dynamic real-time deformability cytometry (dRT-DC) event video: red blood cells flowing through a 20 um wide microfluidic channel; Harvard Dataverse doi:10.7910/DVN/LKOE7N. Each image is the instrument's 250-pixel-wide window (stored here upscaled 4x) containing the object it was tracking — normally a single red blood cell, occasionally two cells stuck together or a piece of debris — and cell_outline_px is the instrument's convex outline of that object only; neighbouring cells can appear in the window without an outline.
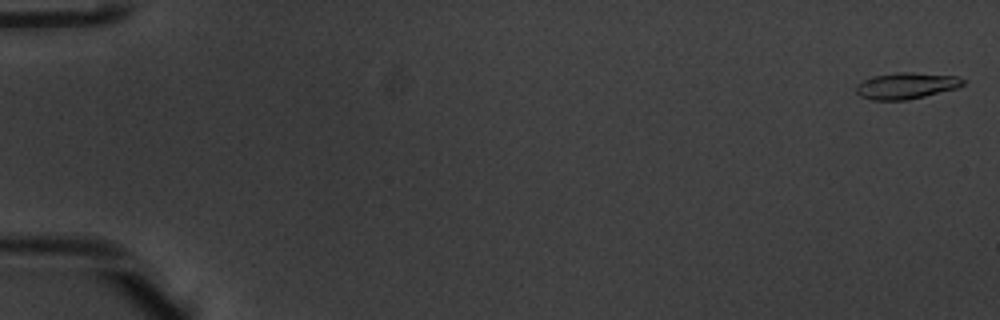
{"species": "common noctule bat (a hibernating species)", "species_latin": "Nyctalus noctula", "temperature_condition": "warm", "stored_images_in_passage": 53, "camera_frame_rate_fps": 3000, "um_per_image_px": 0.085, "animal": {"sex": "male", "body_mass_g": 20.1, "forearm_length_mm": 53.5}, "frame": {"image": 1, "passage_image": 1, "time_ms": 0.0, "image_size_px": [1000, 320], "cell_outline_px": [[964, 84], [956, 88], [908, 100], [872, 100], [860, 96], [856, 92], [856, 84], [872, 76], [896, 72], [912, 72], [956, 76], [964, 80]], "centroid_in_image_um": [76.99, 7.28], "position_along_channel_um": 8.0, "area_um2": 16.36}}
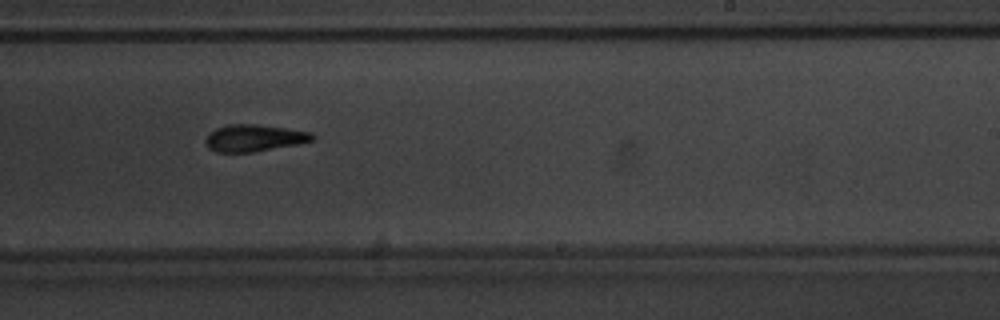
{"frame": {"image": 2, "passage_image": 34, "time_ms": 11.0, "image_size_px": [1000, 320], "cell_outline_px": [[316, 140], [296, 144], [252, 152], [216, 152], [208, 148], [204, 140], [208, 132], [216, 128], [228, 124], [256, 124], [312, 132], [316, 136]], "centroid_in_image_um": [21.58, 11.72], "position_along_channel_um": 267.4, "area_um2": 16.82}}
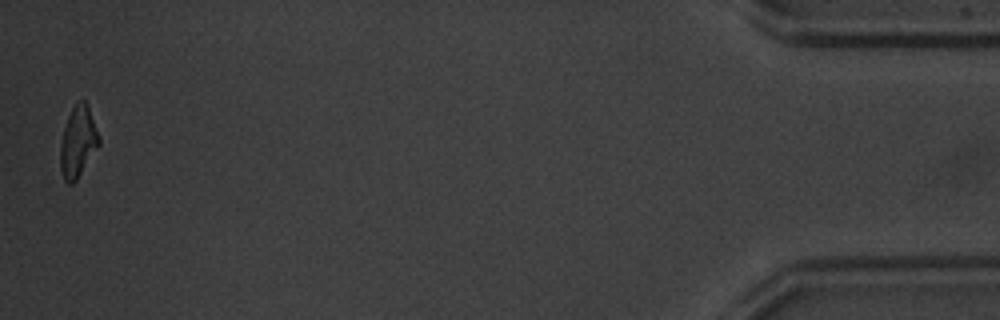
{"frame": {"image": 3, "passage_image": 53, "time_ms": 17.333, "image_size_px": [1000, 320], "cell_outline_px": [[100, 144], [76, 180], [72, 184], [68, 184], [64, 180], [60, 168], [60, 148], [64, 128], [68, 116], [72, 108], [80, 100], [84, 100], [88, 104], [100, 136]], "centroid_in_image_um": [6.64, 12.05], "position_along_channel_um": 428.6, "area_um2": 15.95}, "authors_computed_cell_mechanics": {"area_um2": 16.7042, "velocity_mm_per_s": 3.8656, "shape_relaxation_time_tau1_ms": 2.9489, "shape_relaxation_time_tau2_ms": 4.3354, "deformation_change_tau1": 0.1601, "deformation_change_tau2": 0.1444}}